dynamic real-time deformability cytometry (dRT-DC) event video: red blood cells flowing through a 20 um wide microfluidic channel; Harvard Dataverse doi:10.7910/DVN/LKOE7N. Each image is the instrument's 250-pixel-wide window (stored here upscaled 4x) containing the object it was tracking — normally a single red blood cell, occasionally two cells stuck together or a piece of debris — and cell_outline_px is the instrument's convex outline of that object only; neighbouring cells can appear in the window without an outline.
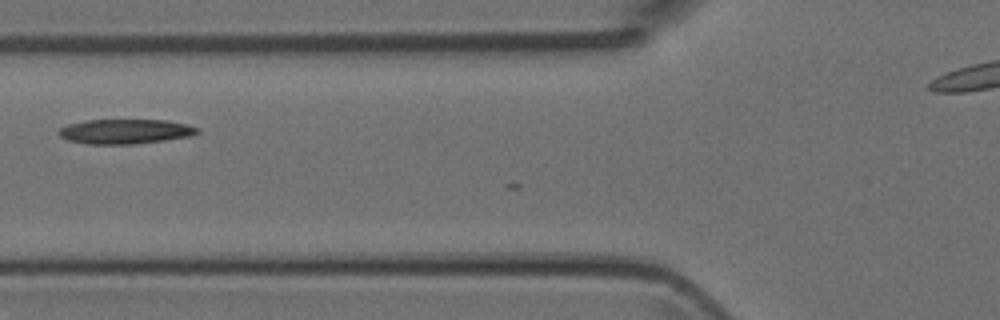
{"species": "Egyptian fruit bat (a non-hibernating species)", "species_latin": "Rousettus aegyptiacus", "temperature_condition": "room temperature", "stored_images_in_passage": 7, "camera_frame_rate_fps": 3000, "um_per_image_px": 0.085, "animal": {"sex": "female"}, "frame": {"image": 1, "passage_image": 3, "time_ms": 0.667, "image_size_px": [1000, 320], "cell_outline_px": [[200, 132], [192, 136], [164, 140], [132, 144], [88, 144], [68, 140], [60, 136], [56, 132], [60, 128], [68, 124], [84, 120], [168, 120], [200, 128]], "centroid_in_image_um": [10.64, 11.17], "position_along_channel_um": 115.2, "area_um2": 20.0}}
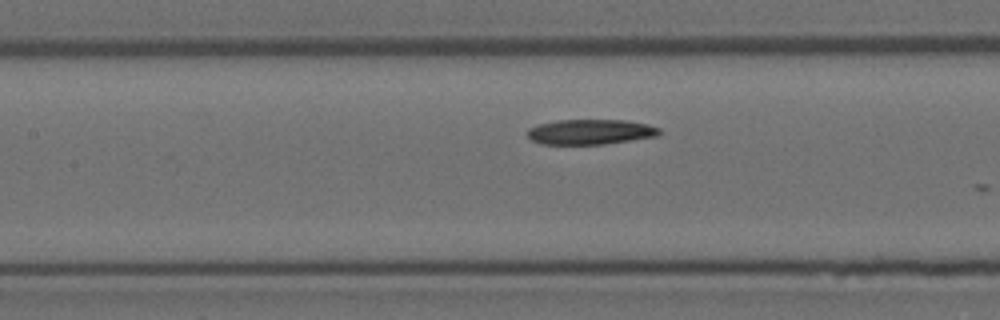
{"frame": {"image": 2, "passage_image": 6, "time_ms": 1.667, "image_size_px": [1000, 320], "cell_outline_px": [[660, 132], [656, 136], [632, 140], [604, 144], [540, 144], [532, 140], [528, 136], [528, 128], [536, 124], [556, 120], [624, 120], [648, 124], [660, 128]], "centroid_in_image_um": [50.15, 11.2], "position_along_channel_um": 157.2, "area_um2": 19.36}}